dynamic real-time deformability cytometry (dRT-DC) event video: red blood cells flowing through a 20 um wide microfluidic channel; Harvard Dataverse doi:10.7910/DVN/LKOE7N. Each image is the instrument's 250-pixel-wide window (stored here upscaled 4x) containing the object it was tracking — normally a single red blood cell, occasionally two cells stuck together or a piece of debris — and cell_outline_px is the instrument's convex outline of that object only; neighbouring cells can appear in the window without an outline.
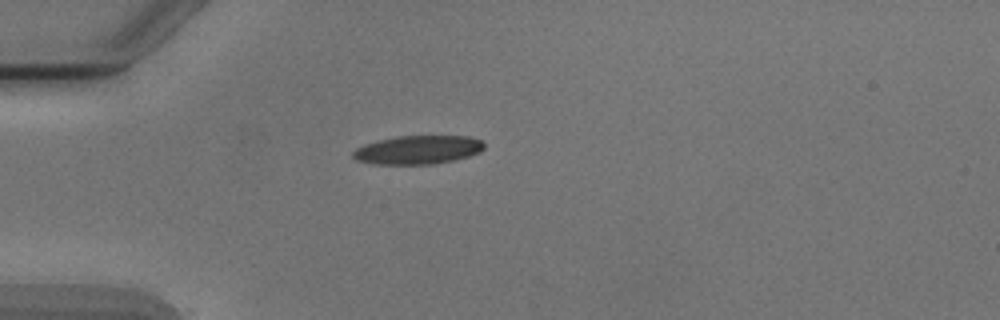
{"species": "Egyptian fruit bat (a non-hibernating species)", "species_latin": "Rousettus aegyptiacus", "temperature_condition": "cold", "stored_images_in_passage": 1, "camera_frame_rate_fps": 3000, "um_per_image_px": 0.085, "animal": {"sex": "male"}, "frame": {"image": 1, "passage_image": 1, "time_ms": 0.0, "image_size_px": [1000, 320], "cell_outline_px": [[484, 148], [480, 152], [468, 156], [452, 160], [432, 164], [372, 164], [356, 160], [352, 156], [352, 152], [356, 148], [364, 144], [396, 136], [468, 136], [480, 140], [484, 144]], "centroid_in_image_um": [35.49, 12.73], "position_along_channel_um": 49.5, "area_um2": 21.79}}